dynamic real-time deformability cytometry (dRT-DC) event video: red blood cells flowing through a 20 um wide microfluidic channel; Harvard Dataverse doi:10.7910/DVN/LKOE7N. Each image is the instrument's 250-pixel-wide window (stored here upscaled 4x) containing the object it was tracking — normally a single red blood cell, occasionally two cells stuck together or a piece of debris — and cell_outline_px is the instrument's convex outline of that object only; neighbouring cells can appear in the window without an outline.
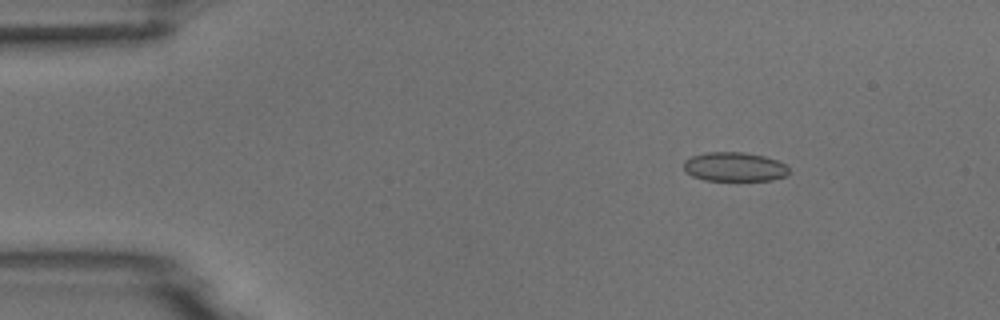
{"species": "common noctule bat (a hibernating species)", "species_latin": "Nyctalus noctula", "temperature_condition": "room temperature", "stored_images_in_passage": 5, "camera_frame_rate_fps": 3000, "um_per_image_px": 0.085, "animal": {"sex": "male", "body_mass_g": 18.8}, "frame": {"image": 1, "passage_image": 2, "time_ms": 1.0, "image_size_px": [1000, 320], "cell_outline_px": [[788, 172], [784, 176], [772, 180], [704, 180], [692, 176], [684, 172], [684, 160], [692, 156], [704, 152], [744, 152], [764, 156], [776, 160], [784, 164], [788, 168]], "centroid_in_image_um": [62.37, 14.17], "position_along_channel_um": 22.6, "area_um2": 17.86}}
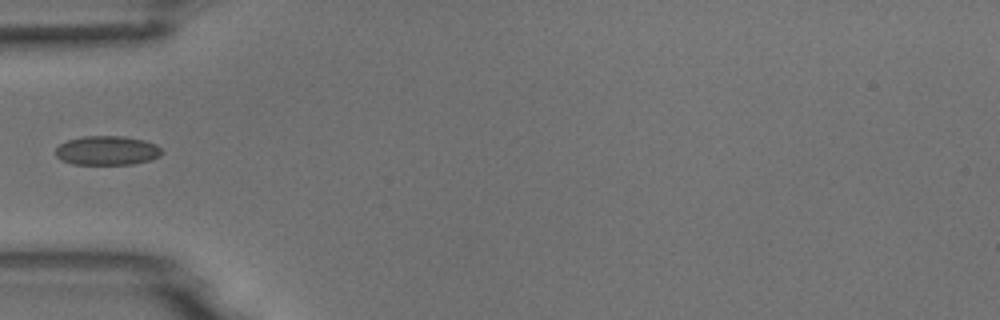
{"frame": {"image": 2, "passage_image": 5, "time_ms": 4.333, "image_size_px": [1000, 320], "cell_outline_px": [[164, 152], [160, 156], [148, 160], [132, 164], [72, 164], [60, 160], [56, 156], [56, 148], [60, 144], [68, 140], [84, 136], [124, 136], [144, 140], [156, 144]], "centroid_in_image_um": [9.1, 12.79], "position_along_channel_um": 75.9, "area_um2": 18.09}}